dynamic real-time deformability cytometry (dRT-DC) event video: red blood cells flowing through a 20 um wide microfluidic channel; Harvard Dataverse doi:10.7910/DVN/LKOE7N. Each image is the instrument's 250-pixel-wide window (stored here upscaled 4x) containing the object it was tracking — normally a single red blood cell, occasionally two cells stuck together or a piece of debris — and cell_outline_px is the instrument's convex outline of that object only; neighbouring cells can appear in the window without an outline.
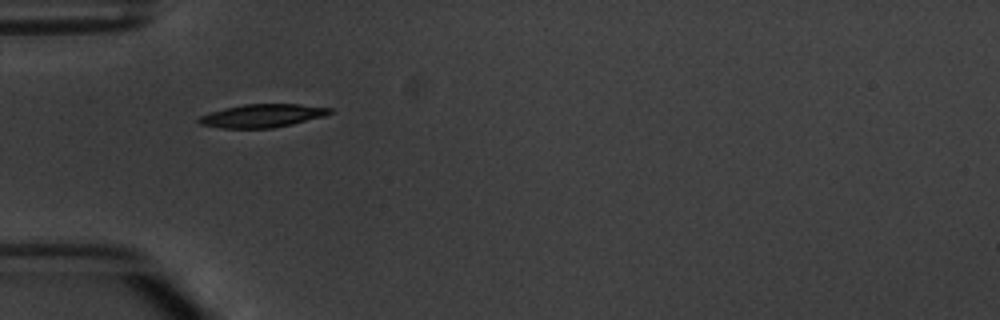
{"species": "common noctule bat (a hibernating species)", "species_latin": "Nyctalus noctula", "temperature_condition": "warm", "stored_images_in_passage": 2, "camera_frame_rate_fps": 3000, "um_per_image_px": 0.085, "animal": {"sex": "male", "body_mass_g": 20.1, "forearm_length_mm": 53.5}, "frame": {"image": 1, "passage_image": 1, "time_ms": 0.0, "image_size_px": [1000, 320], "cell_outline_px": [[332, 112], [324, 116], [292, 124], [272, 128], [220, 128], [200, 124], [196, 120], [200, 116], [208, 112], [224, 108], [244, 104], [300, 104], [332, 108]], "centroid_in_image_um": [22.26, 9.83], "position_along_channel_um": 62.7, "area_um2": 17.74}}